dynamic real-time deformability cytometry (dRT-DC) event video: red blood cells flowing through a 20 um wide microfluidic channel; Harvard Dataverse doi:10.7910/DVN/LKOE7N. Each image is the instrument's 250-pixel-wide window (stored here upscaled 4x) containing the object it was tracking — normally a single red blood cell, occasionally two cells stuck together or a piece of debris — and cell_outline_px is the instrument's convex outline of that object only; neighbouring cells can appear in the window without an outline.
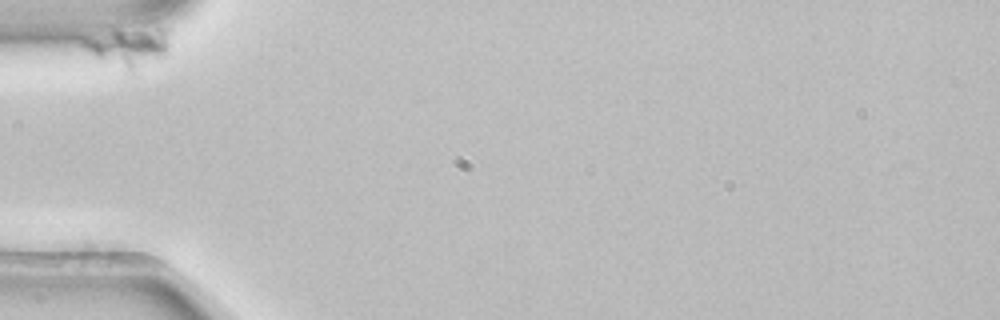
{"species": "common noctule bat (a hibernating species)", "species_latin": "Nyctalus noctula", "temperature_condition": "room temperature", "stored_images_in_passage": 44, "camera_frame_rate_fps": 3000, "um_per_image_px": 0.085, "animal": {"sex": "female", "body_mass_g": 22.7, "forearm_length_mm": 54.2}, "frame": {"image": 1, "passage_image": 1, "time_ms": 0.0, "image_size_px": [1000, 320], "cell_outline_px": [[164, 52], [160, 56], [132, 72], [128, 72], [96, 56], [80, 44], [80, 40], [116, 32], [160, 32], [164, 36]], "centroid_in_image_um": [10.77, 4.12], "position_along_channel_um": 74.2, "area_um2": 16.65}}
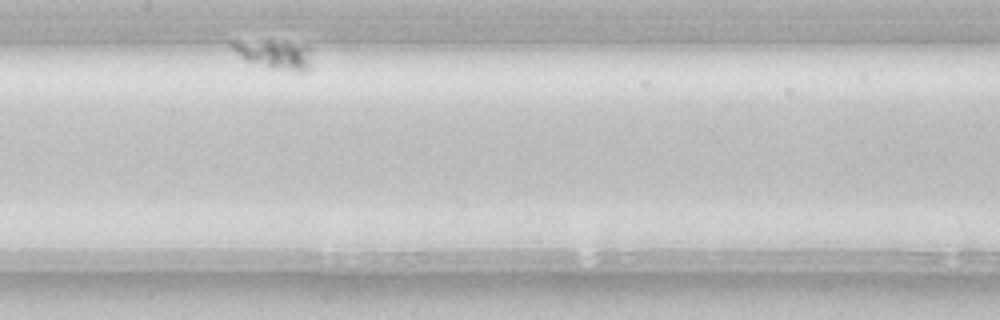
{"frame": {"image": 2, "passage_image": 19, "time_ms": 6.0, "image_size_px": [1000, 320], "cell_outline_px": [[308, 72], [296, 72], [272, 68], [244, 60], [228, 44], [268, 40], [308, 44]], "centroid_in_image_um": [23.38, 4.63], "position_along_channel_um": 184.0, "area_um2": 13.06}}
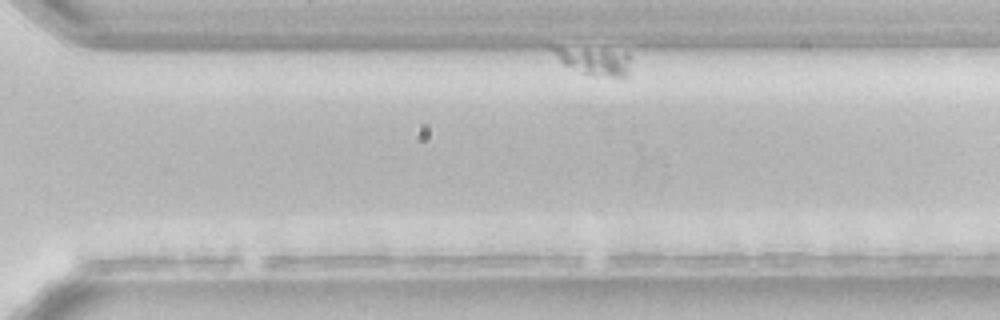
{"frame": {"image": 3, "passage_image": 38, "time_ms": 12.333, "image_size_px": [1000, 320], "cell_outline_px": [[628, 76], [612, 76], [584, 72], [564, 64], [560, 60], [552, 48], [552, 44], [628, 52]], "centroid_in_image_um": [50.47, 5.1], "position_along_channel_um": 320.1, "area_um2": 12.14}}